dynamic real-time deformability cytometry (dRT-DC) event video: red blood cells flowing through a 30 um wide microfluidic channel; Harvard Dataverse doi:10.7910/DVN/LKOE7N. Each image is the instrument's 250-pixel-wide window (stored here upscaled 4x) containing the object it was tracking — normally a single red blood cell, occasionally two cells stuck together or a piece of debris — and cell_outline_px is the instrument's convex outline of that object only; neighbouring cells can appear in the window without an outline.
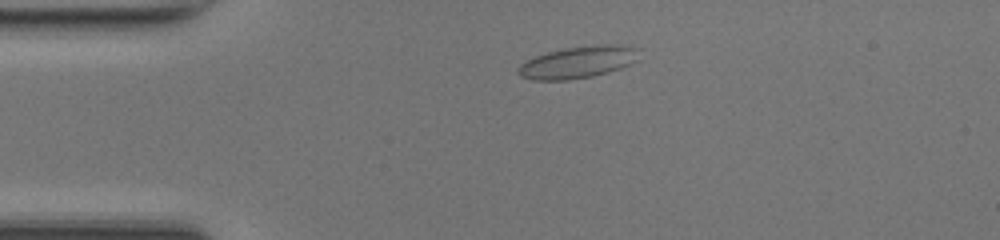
{"species": "common noctule bat (a hibernating species)", "species_latin": "Nyctalus noctula", "temperature_condition": "room temperature", "stored_images_in_passage": 33, "camera_frame_rate_fps": 3000, "um_per_image_px": 0.085, "animal": {"sex": "female", "body_mass_g": 17.0, "forearm_length_mm": 48.0}, "frame": {"image": 1, "passage_image": 1, "time_ms": 0.0, "image_size_px": [1000, 240], "cell_outline_px": [[640, 48], [636, 60], [620, 68], [608, 72], [592, 76], [568, 80], [532, 80], [520, 76], [516, 72], [516, 68], [520, 64], [536, 56], [548, 52], [564, 48], [596, 44], [624, 44]], "centroid_in_image_um": [49.13, 5.27], "position_along_channel_um": 35.9, "area_um2": 22.66}}
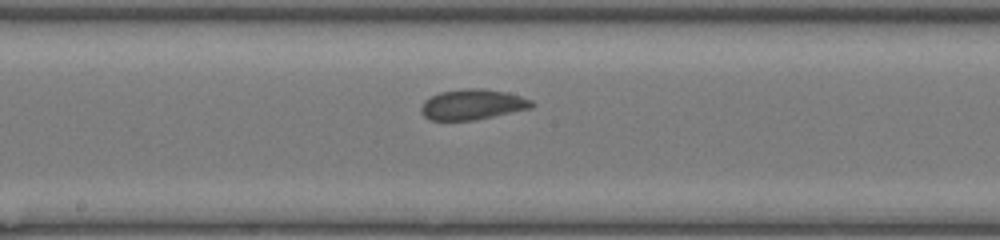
{"frame": {"image": 2, "passage_image": 16, "time_ms": 5.0, "image_size_px": [1000, 240], "cell_outline_px": [[536, 104], [532, 108], [472, 120], [428, 120], [420, 112], [420, 108], [424, 100], [440, 92], [464, 88], [484, 88], [508, 92], [532, 100]], "centroid_in_image_um": [40.16, 8.87], "position_along_channel_um": 208.0, "area_um2": 19.71}}
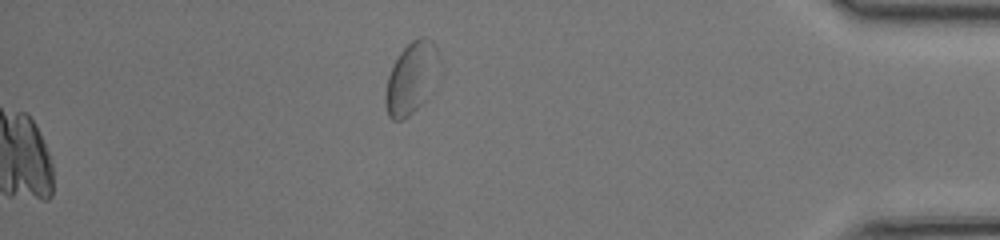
{"frame": {"image": 3, "passage_image": 33, "time_ms": 10.667, "image_size_px": [1000, 240], "cell_outline_px": [[440, 60], [424, 100], [404, 120], [392, 120], [388, 116], [384, 100], [384, 92], [388, 76], [400, 52], [412, 40], [420, 36], [424, 36], [432, 40], [436, 44]], "centroid_in_image_um": [34.92, 6.61], "position_along_channel_um": 400.3, "area_um2": 21.96}, "authors_computed_cell_mechanics": {"area_um2": 19.8832, "velocity_mm_per_s": 4.1663, "shape_relaxation_time_tau1_ms": null, "shape_relaxation_time_tau2_ms": 0.3811, "deformation_change_tau1": null, "deformation_change_tau2": 0.0451}}